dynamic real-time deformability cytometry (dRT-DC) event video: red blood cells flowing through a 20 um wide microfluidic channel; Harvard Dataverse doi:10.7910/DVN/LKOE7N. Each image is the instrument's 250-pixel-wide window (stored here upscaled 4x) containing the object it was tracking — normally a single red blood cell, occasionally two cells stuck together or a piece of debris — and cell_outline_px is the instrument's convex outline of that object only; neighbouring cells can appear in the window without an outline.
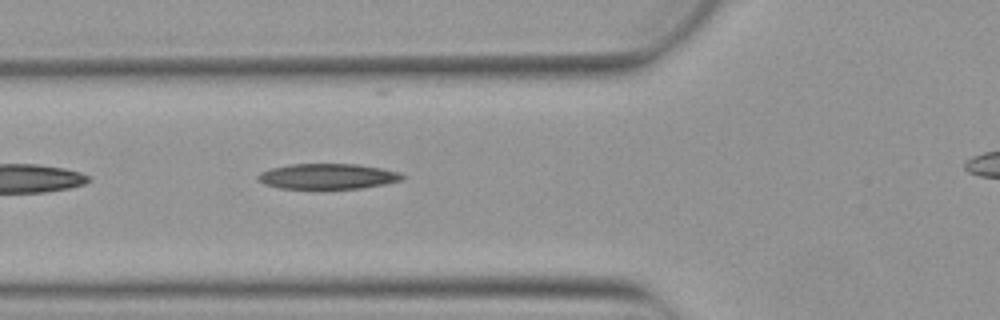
{"species": "Egyptian fruit bat (a non-hibernating species)", "species_latin": "Rousettus aegyptiacus", "temperature_condition": "warm", "stored_images_in_passage": 6, "segment_of_instrument_passage": [1, 2], "camera_frame_rate_fps": 3000, "um_per_image_px": 0.085, "animal": {"sex": "female"}, "frame": {"image": 1, "passage_image": 5, "time_ms": 1.333, "image_size_px": [1000, 320], "cell_outline_px": [[408, 176], [404, 180], [384, 184], [360, 188], [280, 188], [264, 184], [256, 176], [260, 172], [272, 168], [288, 164], [356, 164], [380, 168], [400, 172]], "centroid_in_image_um": [27.9, 14.98], "position_along_channel_um": 97.9, "area_um2": 21.33}}